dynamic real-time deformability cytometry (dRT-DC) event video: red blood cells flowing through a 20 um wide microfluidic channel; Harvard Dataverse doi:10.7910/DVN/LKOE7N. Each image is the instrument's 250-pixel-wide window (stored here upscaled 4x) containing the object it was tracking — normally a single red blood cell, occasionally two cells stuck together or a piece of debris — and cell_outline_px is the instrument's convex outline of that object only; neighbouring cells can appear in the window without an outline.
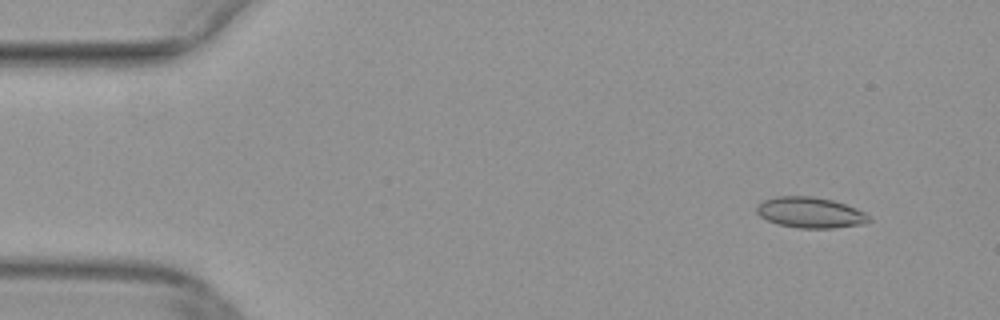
{"species": "common noctule bat (a hibernating species)", "species_latin": "Nyctalus noctula", "temperature_condition": "warm", "stored_images_in_passage": 46, "camera_frame_rate_fps": 3000, "um_per_image_px": 0.085, "animal": {"sex": "female", "body_mass_g": 29.2, "forearm_length_mm": 56.3}, "frame": {"image": 1, "passage_image": 1, "time_ms": 0.0, "image_size_px": [1000, 320], "cell_outline_px": [[872, 220], [868, 224], [832, 228], [796, 228], [776, 224], [760, 216], [756, 212], [756, 204], [764, 200], [776, 196], [812, 196], [832, 200], [856, 208], [864, 212]], "centroid_in_image_um": [68.87, 18.07], "position_along_channel_um": 16.1, "area_um2": 20.35}}
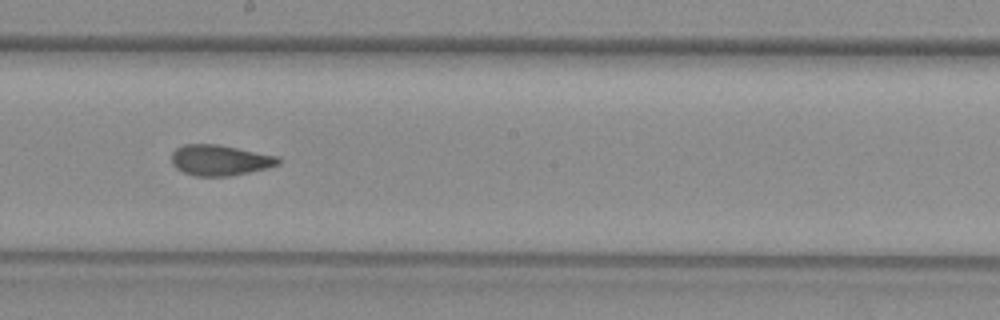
{"frame": {"image": 2, "passage_image": 24, "time_ms": 7.667, "image_size_px": [1000, 320], "cell_outline_px": [[280, 164], [248, 172], [228, 176], [196, 176], [184, 172], [176, 168], [172, 164], [172, 152], [176, 148], [184, 144], [216, 144], [280, 156]], "centroid_in_image_um": [18.68, 13.61], "position_along_channel_um": 229.5, "area_um2": 18.96}}
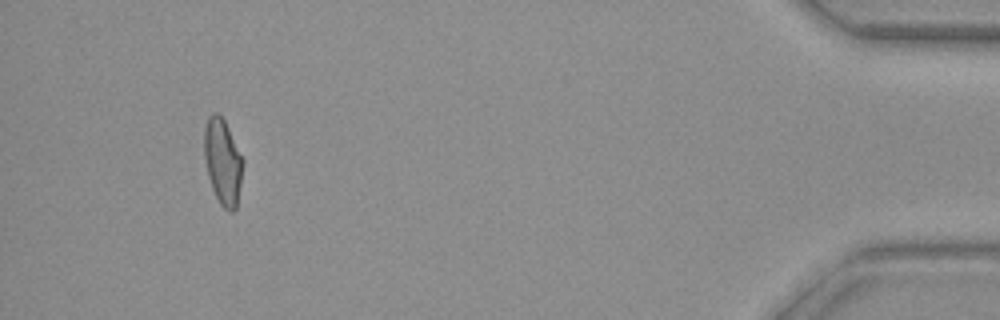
{"frame": {"image": 3, "passage_image": 43, "time_ms": 14.0, "image_size_px": [1000, 320], "cell_outline_px": [[244, 164], [236, 208], [232, 212], [228, 212], [220, 204], [212, 188], [208, 176], [204, 156], [204, 128], [208, 116], [212, 112], [216, 112], [224, 120], [244, 160]], "centroid_in_image_um": [18.93, 13.74], "position_along_channel_um": 416.3, "area_um2": 19.36}}